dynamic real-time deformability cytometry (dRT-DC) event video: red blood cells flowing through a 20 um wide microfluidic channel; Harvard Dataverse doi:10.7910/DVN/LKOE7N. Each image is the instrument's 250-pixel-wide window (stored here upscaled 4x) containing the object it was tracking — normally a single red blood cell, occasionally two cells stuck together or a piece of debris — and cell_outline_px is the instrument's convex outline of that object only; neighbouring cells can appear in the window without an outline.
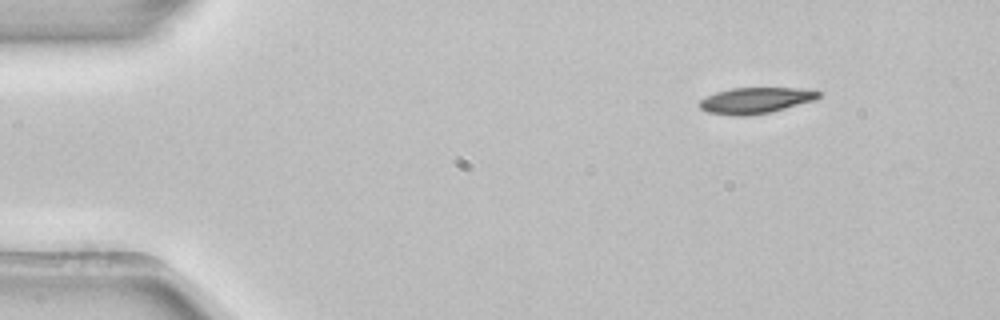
{"species": "common noctule bat (a hibernating species)", "species_latin": "Nyctalus noctula", "temperature_condition": "room temperature", "stored_images_in_passage": 4, "segment_of_instrument_passage": [1, 2], "camera_frame_rate_fps": 3000, "um_per_image_px": 0.085, "animal": {"sex": "female", "body_mass_g": 22.7, "forearm_length_mm": 54.2}, "frame": {"image": 1, "passage_image": 1, "time_ms": 0.0, "image_size_px": [1000, 320], "cell_outline_px": [[824, 92], [816, 100], [772, 112], [744, 116], [732, 116], [708, 112], [700, 108], [700, 100], [716, 92], [732, 88], [800, 88]], "centroid_in_image_um": [64.28, 8.54], "position_along_channel_um": 20.7, "area_um2": 18.15}}
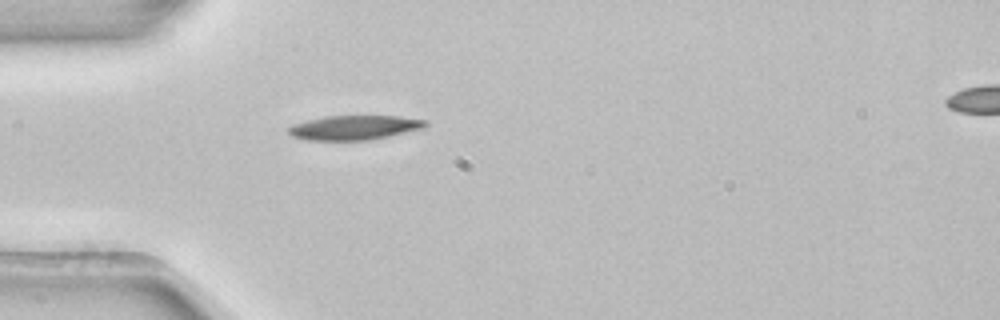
{"frame": {"image": 2, "passage_image": 3, "time_ms": 0.667, "image_size_px": [1000, 320], "cell_outline_px": [[428, 124], [424, 128], [388, 136], [368, 140], [304, 140], [292, 136], [288, 132], [288, 128], [292, 124], [324, 116], [396, 116], [428, 120]], "centroid_in_image_um": [30.11, 10.84], "position_along_channel_um": 54.9, "area_um2": 19.48}}